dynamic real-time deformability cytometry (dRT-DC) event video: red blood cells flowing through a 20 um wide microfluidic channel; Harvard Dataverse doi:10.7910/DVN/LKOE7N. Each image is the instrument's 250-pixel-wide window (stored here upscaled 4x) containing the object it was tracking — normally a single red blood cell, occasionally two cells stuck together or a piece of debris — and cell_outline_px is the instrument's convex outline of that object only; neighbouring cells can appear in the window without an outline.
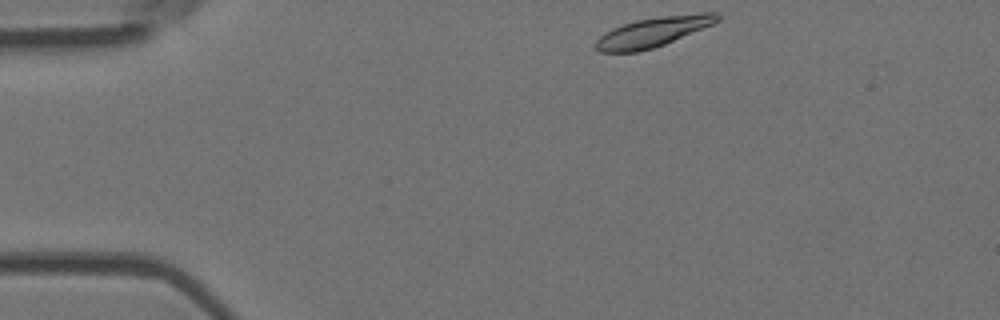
{"species": "Egyptian fruit bat (a non-hibernating species)", "species_latin": "Rousettus aegyptiacus", "temperature_condition": "room temperature", "stored_images_in_passage": 34, "camera_frame_rate_fps": 3000, "um_per_image_px": 0.085, "animal": {"sex": "female"}, "frame": {"image": 1, "passage_image": 1, "time_ms": 0.0, "image_size_px": [1000, 320], "cell_outline_px": [[720, 20], [712, 24], [664, 44], [652, 48], [636, 52], [600, 52], [592, 44], [604, 32], [612, 28], [636, 20], [660, 16], [700, 12], [716, 12], [720, 16]], "centroid_in_image_um": [55.48, 2.7], "position_along_channel_um": 29.5, "area_um2": 20.98}}
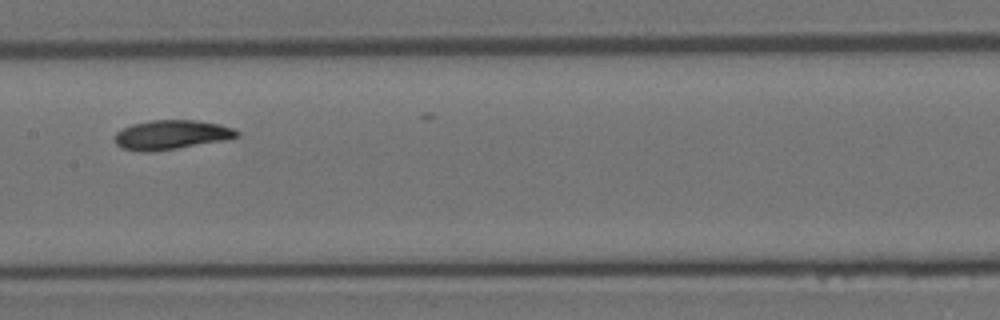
{"frame": {"image": 2, "passage_image": 19, "time_ms": 6.0, "image_size_px": [1000, 320], "cell_outline_px": [[240, 136], [224, 140], [176, 148], [148, 152], [144, 152], [120, 148], [116, 144], [116, 132], [132, 124], [152, 120], [196, 120], [220, 124], [232, 128], [240, 132]], "centroid_in_image_um": [14.57, 11.45], "position_along_channel_um": 192.8, "area_um2": 20.69}}
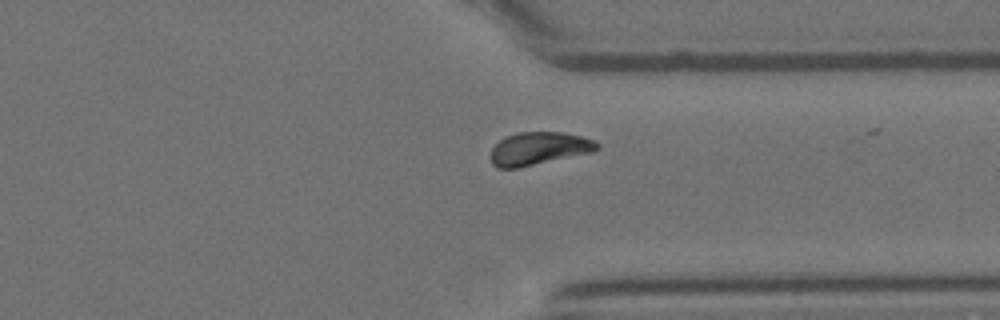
{"frame": {"image": 3, "passage_image": 33, "time_ms": 10.667, "image_size_px": [1000, 320], "cell_outline_px": [[600, 148], [592, 152], [516, 168], [496, 168], [492, 164], [492, 148], [504, 136], [516, 132], [560, 132], [580, 136], [596, 140], [600, 144]], "centroid_in_image_um": [45.81, 12.61], "position_along_channel_um": 365.6, "area_um2": 20.29}}